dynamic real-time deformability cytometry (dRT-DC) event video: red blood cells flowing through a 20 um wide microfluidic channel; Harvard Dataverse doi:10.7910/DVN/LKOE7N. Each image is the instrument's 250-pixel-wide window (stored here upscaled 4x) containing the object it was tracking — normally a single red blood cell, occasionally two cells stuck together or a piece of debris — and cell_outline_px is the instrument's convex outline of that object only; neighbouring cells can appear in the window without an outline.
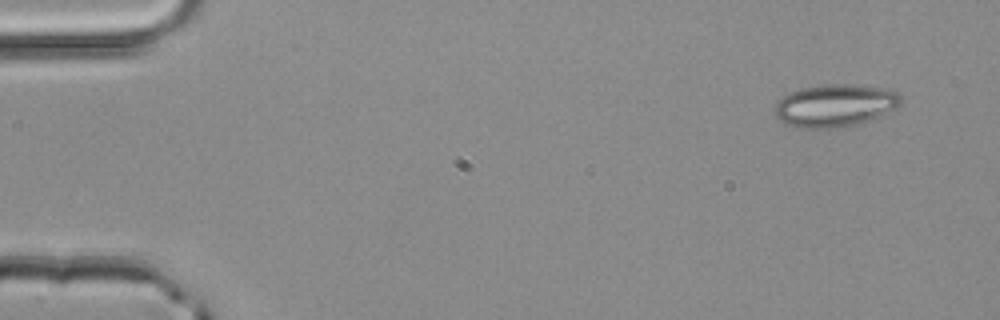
{"species": "common noctule bat (a hibernating species)", "species_latin": "Nyctalus noctula", "temperature_condition": "room temperature", "stored_images_in_passage": 3, "camera_frame_rate_fps": 3000, "um_per_image_px": 0.085, "animal": {"sex": "male", "body_mass_g": 20.4}, "frame": {"image": 1, "passage_image": 1, "time_ms": 0.0, "image_size_px": [1000, 320], "cell_outline_px": [[900, 104], [896, 108], [860, 124], [836, 128], [796, 128], [784, 124], [776, 116], [776, 104], [784, 96], [800, 88], [824, 84], [856, 84], [880, 88], [896, 92], [900, 96]], "centroid_in_image_um": [70.95, 8.98], "position_along_channel_um": 14.0, "area_um2": 31.15}}